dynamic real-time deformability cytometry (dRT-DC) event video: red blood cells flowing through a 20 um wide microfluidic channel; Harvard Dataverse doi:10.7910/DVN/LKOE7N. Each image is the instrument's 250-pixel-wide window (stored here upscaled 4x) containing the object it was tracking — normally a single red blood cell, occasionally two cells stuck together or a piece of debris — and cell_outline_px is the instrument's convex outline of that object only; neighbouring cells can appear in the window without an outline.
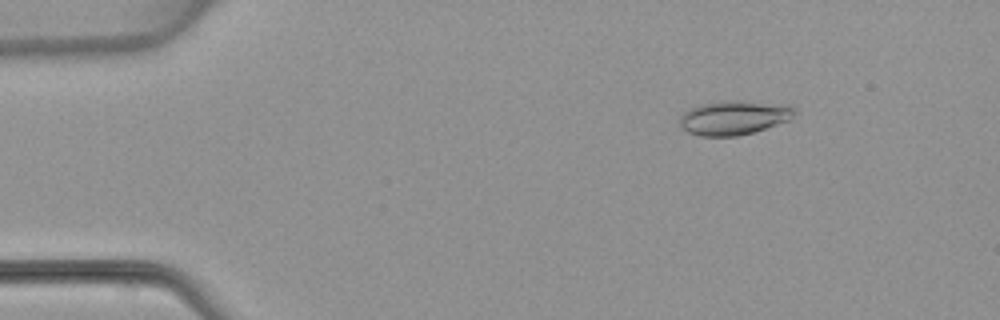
{"species": "common noctule bat (a hibernating species)", "species_latin": "Nyctalus noctula", "temperature_condition": "warm", "stored_images_in_passage": 3, "camera_frame_rate_fps": 3000, "um_per_image_px": 0.085, "animal": {"sex": "female", "body_mass_g": 22.7, "forearm_length_mm": 54.2}, "frame": {"image": 1, "passage_image": 2, "time_ms": 1.333, "image_size_px": [1000, 320], "cell_outline_px": [[796, 112], [788, 120], [756, 132], [736, 136], [700, 136], [688, 132], [680, 128], [680, 116], [688, 108], [700, 104], [720, 100], [740, 100], [796, 108]], "centroid_in_image_um": [62.29, 10.01], "position_along_channel_um": 22.7, "area_um2": 22.77}}